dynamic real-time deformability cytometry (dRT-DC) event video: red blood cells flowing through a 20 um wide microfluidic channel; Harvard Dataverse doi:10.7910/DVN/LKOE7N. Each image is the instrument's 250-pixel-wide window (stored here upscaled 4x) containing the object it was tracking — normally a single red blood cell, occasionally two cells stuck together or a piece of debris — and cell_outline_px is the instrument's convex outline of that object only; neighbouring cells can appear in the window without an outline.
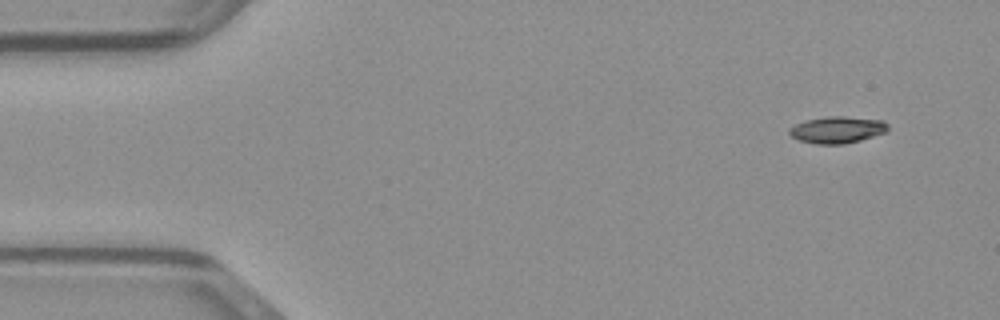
{"species": "common noctule bat (a hibernating species)", "species_latin": "Nyctalus noctula", "temperature_condition": "warm", "stored_images_in_passage": 46, "camera_frame_rate_fps": 3000, "um_per_image_px": 0.085, "animal": {"sex": "male", "body_mass_g": 23.1, "forearm_length_mm": 52.7}, "frame": {"image": 1, "passage_image": 1, "time_ms": 0.0, "image_size_px": [1000, 320], "cell_outline_px": [[888, 132], [860, 140], [844, 144], [816, 144], [800, 140], [792, 136], [788, 132], [788, 128], [804, 120], [828, 116], [844, 116], [884, 120], [888, 124]], "centroid_in_image_um": [71.19, 11.02], "position_along_channel_um": 13.8, "area_um2": 15.49}}
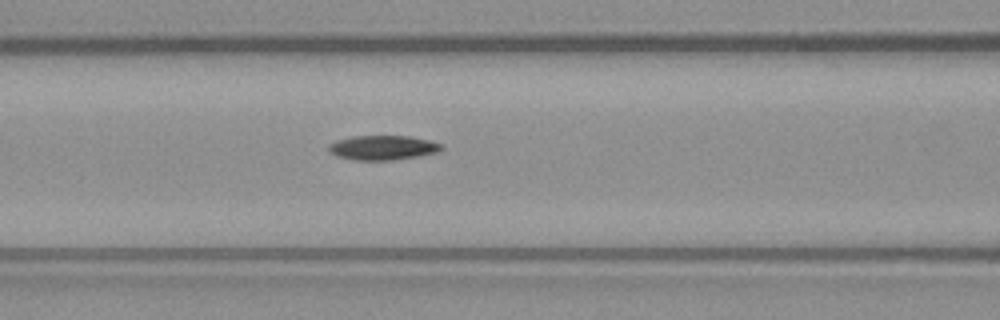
{"frame": {"image": 2, "passage_image": 17, "time_ms": 5.333, "image_size_px": [1000, 320], "cell_outline_px": [[444, 148], [436, 152], [416, 156], [392, 160], [352, 160], [336, 156], [328, 148], [328, 144], [336, 140], [352, 136], [408, 136], [428, 140], [440, 144]], "centroid_in_image_um": [32.48, 12.55], "position_along_channel_um": 134.1, "area_um2": 15.95}}
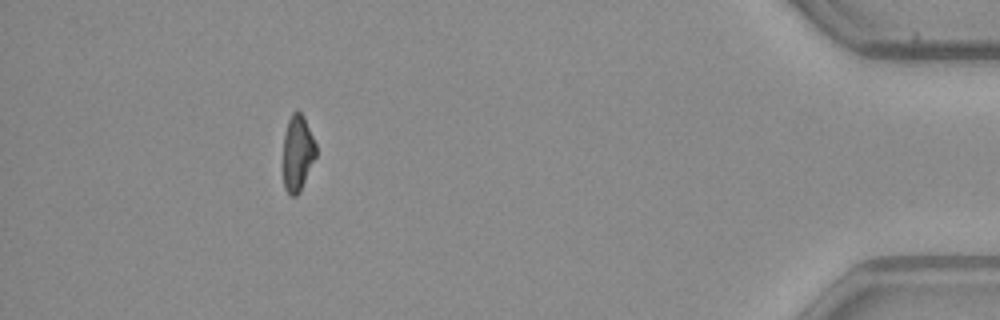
{"frame": {"image": 3, "passage_image": 41, "time_ms": 13.333, "image_size_px": [1000, 320], "cell_outline_px": [[316, 156], [300, 192], [296, 196], [292, 196], [284, 188], [284, 132], [288, 120], [292, 112], [296, 108], [304, 116], [316, 144]], "centroid_in_image_um": [25.3, 12.98], "position_along_channel_um": 409.9, "area_um2": 14.57}}